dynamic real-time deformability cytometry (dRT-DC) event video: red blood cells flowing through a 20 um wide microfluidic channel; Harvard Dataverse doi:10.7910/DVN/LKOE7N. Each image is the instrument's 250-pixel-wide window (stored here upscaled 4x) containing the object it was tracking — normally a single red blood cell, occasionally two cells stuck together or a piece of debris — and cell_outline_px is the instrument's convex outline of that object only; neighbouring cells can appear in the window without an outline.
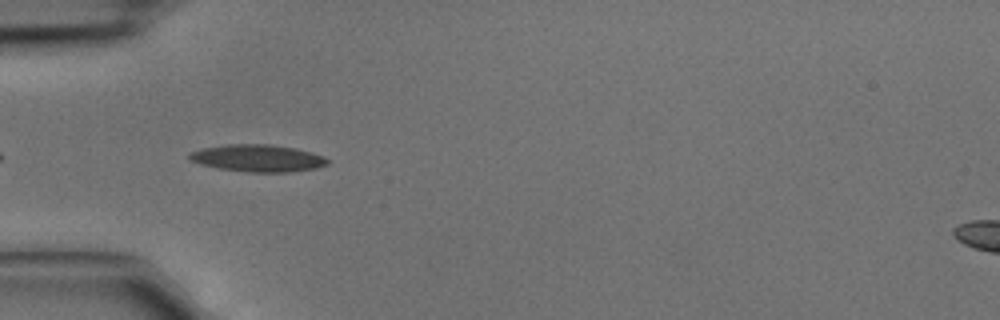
{"species": "common noctule bat (a hibernating species)", "species_latin": "Nyctalus noctula", "temperature_condition": "cold", "stored_images_in_passage": 4, "camera_frame_rate_fps": 3000, "um_per_image_px": 0.085, "animal": {"sex": "male", "body_mass_g": 15.6}, "frame": {"image": 1, "passage_image": 4, "time_ms": 1.0, "image_size_px": [1000, 320], "cell_outline_px": [[328, 164], [316, 168], [288, 172], [248, 172], [220, 168], [200, 164], [188, 160], [188, 152], [204, 148], [228, 144], [268, 144], [296, 148], [312, 152], [324, 156], [328, 160]], "centroid_in_image_um": [21.9, 13.44], "position_along_channel_um": 63.1, "area_um2": 21.85}}